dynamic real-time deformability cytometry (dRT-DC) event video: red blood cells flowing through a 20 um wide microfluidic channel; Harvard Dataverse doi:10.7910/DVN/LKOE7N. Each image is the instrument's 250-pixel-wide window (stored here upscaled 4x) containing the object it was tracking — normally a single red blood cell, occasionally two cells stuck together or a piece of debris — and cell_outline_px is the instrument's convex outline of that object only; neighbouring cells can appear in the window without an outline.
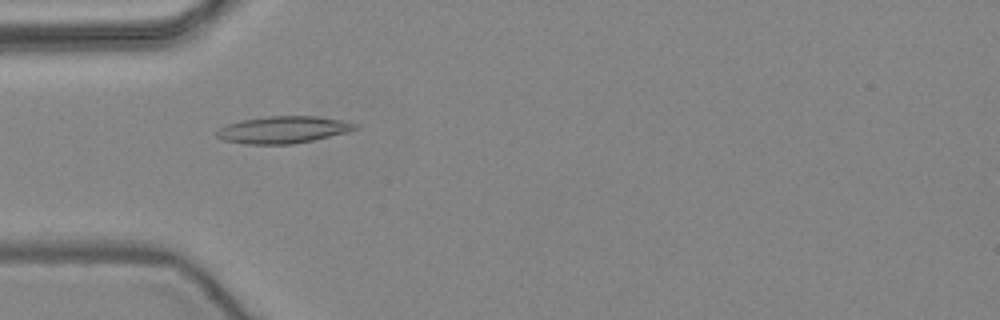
{"species": "common noctule bat (a hibernating species)", "species_latin": "Nyctalus noctula", "temperature_condition": "warm", "stored_images_in_passage": 34, "camera_frame_rate_fps": 3000, "um_per_image_px": 0.085, "animal": {"sex": "female", "body_mass_g": 24.6, "forearm_length_mm": 56.2}, "frame": {"image": 1, "passage_image": 5, "time_ms": 1.333, "image_size_px": [1000, 320], "cell_outline_px": [[360, 128], [348, 132], [312, 140], [292, 144], [244, 144], [224, 140], [216, 136], [216, 132], [220, 128], [228, 124], [240, 120], [268, 116], [316, 116], [340, 120], [360, 124]], "centroid_in_image_um": [24.09, 11.02], "position_along_channel_um": 60.9, "area_um2": 21.79}}
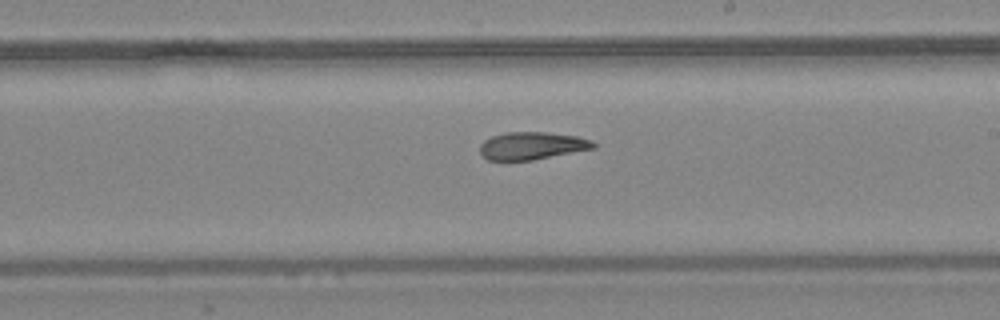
{"frame": {"image": 2, "passage_image": 19, "time_ms": 6.0, "image_size_px": [1000, 320], "cell_outline_px": [[596, 148], [532, 160], [488, 160], [480, 152], [480, 144], [484, 140], [492, 136], [504, 132], [544, 132], [576, 136], [592, 140], [596, 144]], "centroid_in_image_um": [45.22, 12.38], "position_along_channel_um": 243.8, "area_um2": 18.21}}
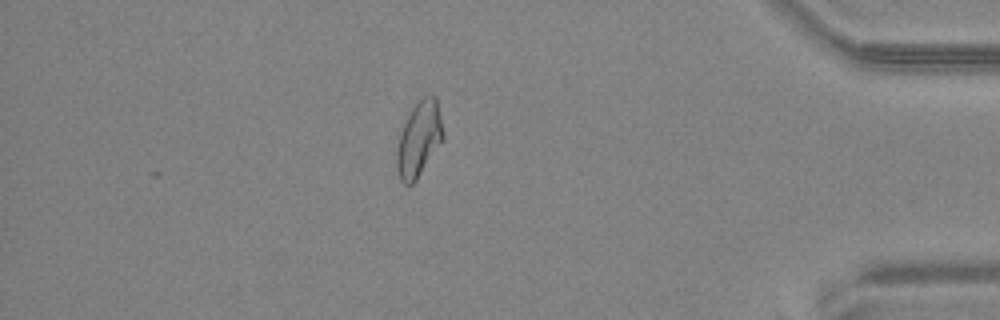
{"frame": {"image": 3, "passage_image": 34, "time_ms": 11.0, "image_size_px": [1000, 320], "cell_outline_px": [[444, 140], [416, 180], [412, 184], [404, 184], [400, 180], [396, 168], [396, 152], [400, 132], [412, 108], [424, 96], [436, 96], [444, 132]], "centroid_in_image_um": [35.62, 11.85], "position_along_channel_um": 399.6, "area_um2": 20.29}, "authors_computed_cell_mechanics": {"area_um2": 19.0162, "velocity_mm_per_s": 3.948, "shape_relaxation_time_tau1_ms": null, "shape_relaxation_time_tau2_ms": 3.1489, "deformation_change_tau1": null, "deformation_change_tau2": 0.1047}}